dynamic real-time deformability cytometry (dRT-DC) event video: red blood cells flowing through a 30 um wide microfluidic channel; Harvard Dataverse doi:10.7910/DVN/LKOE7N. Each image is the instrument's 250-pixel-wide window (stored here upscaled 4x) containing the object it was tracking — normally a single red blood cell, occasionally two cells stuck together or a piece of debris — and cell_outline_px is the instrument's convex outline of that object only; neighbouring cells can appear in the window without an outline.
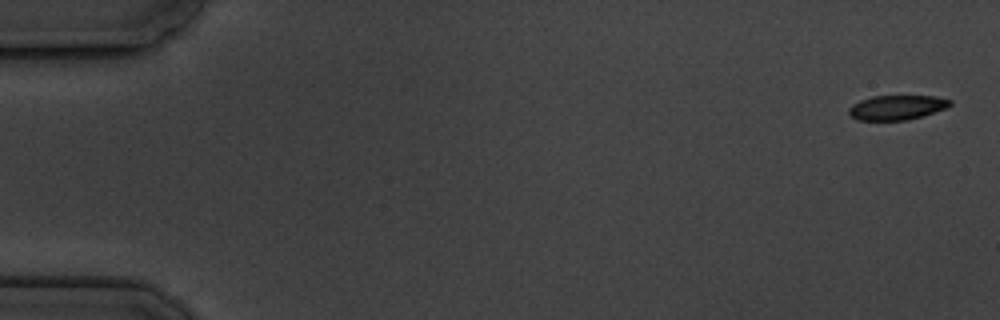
{"species": "common noctule bat (a hibernating species)", "species_latin": "Nyctalus noctula", "temperature_condition": "cold", "stored_images_in_passage": 5, "camera_frame_rate_fps": 3000, "um_per_image_px": 0.085, "animal": {"sex": "male", "body_mass_g": 19.5, "forearm_length_mm": 54.6}, "frame": {"image": 1, "passage_image": 1, "time_ms": 0.0, "image_size_px": [1000, 320], "cell_outline_px": [[952, 104], [944, 108], [924, 116], [908, 120], [860, 120], [852, 116], [848, 112], [848, 108], [852, 104], [860, 100], [872, 96], [936, 96], [952, 100]], "centroid_in_image_um": [76.23, 9.13], "position_along_channel_um": 8.8, "area_um2": 14.51}}
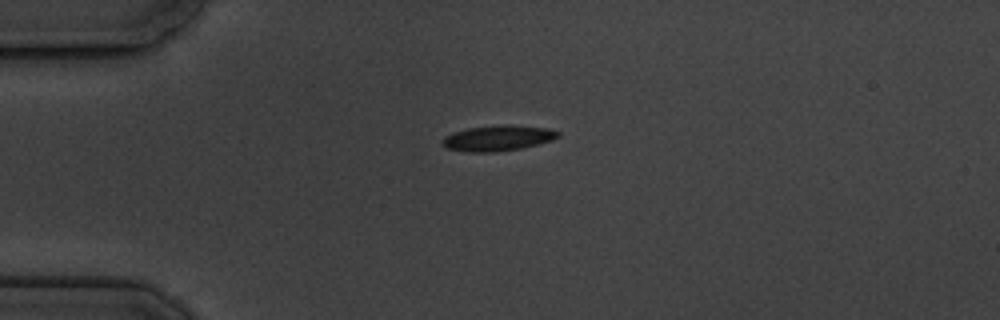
{"frame": {"image": 2, "passage_image": 4, "time_ms": 4.333, "image_size_px": [1000, 320], "cell_outline_px": [[560, 136], [552, 140], [520, 148], [492, 152], [468, 152], [448, 148], [440, 144], [440, 140], [444, 136], [452, 132], [468, 128], [508, 124], [548, 128], [560, 132]], "centroid_in_image_um": [42.28, 11.73], "position_along_channel_um": 42.7, "area_um2": 17.22}}